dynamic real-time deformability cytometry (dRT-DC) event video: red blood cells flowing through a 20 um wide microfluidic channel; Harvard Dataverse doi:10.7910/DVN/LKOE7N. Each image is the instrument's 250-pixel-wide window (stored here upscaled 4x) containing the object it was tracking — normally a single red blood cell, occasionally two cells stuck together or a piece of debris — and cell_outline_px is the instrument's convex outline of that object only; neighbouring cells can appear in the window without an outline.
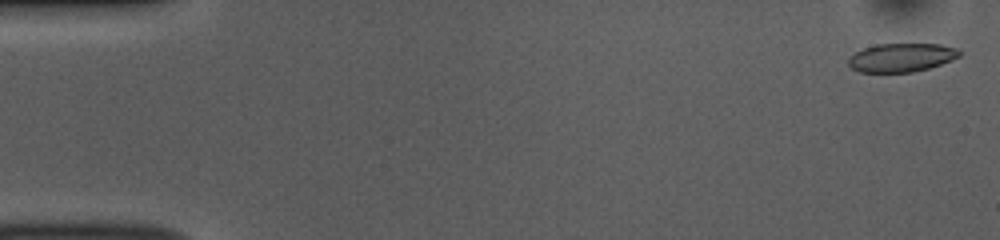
{"species": "common noctule bat (a hibernating species)", "species_latin": "Nyctalus noctula", "temperature_condition": "room temperature", "stored_images_in_passage": 51, "camera_frame_rate_fps": 3000, "um_per_image_px": 0.085, "animal": {"sex": "female", "body_mass_g": 10.0, "forearm_length_mm": 53.1}, "frame": {"image": 1, "passage_image": 1, "time_ms": 0.0, "image_size_px": [1000, 240], "cell_outline_px": [[960, 56], [952, 60], [928, 68], [912, 72], [860, 72], [852, 68], [848, 64], [848, 60], [856, 52], [864, 48], [876, 44], [940, 44], [956, 48], [960, 52]], "centroid_in_image_um": [76.63, 4.89], "position_along_channel_um": 8.4, "area_um2": 18.32}}
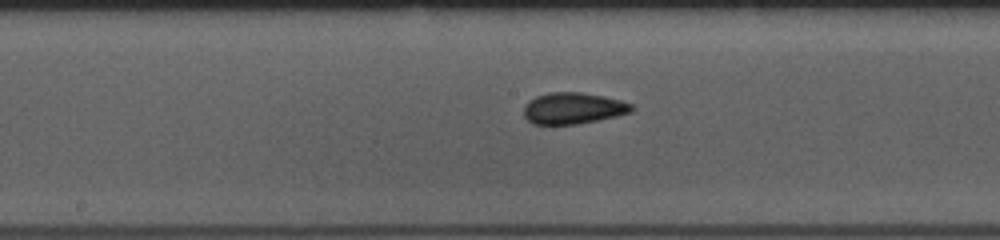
{"frame": {"image": 2, "passage_image": 26, "time_ms": 8.333, "image_size_px": [1000, 240], "cell_outline_px": [[636, 108], [632, 112], [616, 116], [576, 124], [532, 124], [524, 116], [524, 104], [528, 100], [536, 96], [552, 92], [580, 92], [604, 96], [620, 100], [632, 104]], "centroid_in_image_um": [48.71, 9.19], "position_along_channel_um": 199.5, "area_um2": 19.77}}
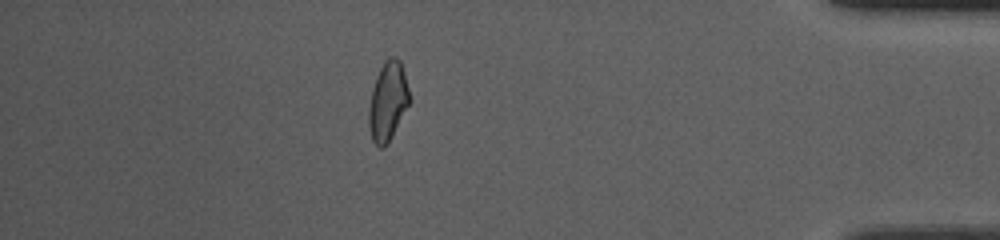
{"frame": {"image": 3, "passage_image": 45, "time_ms": 14.667, "image_size_px": [1000, 240], "cell_outline_px": [[408, 104], [388, 144], [380, 148], [372, 140], [368, 124], [368, 108], [372, 88], [376, 76], [384, 60], [388, 56], [396, 56], [400, 60], [404, 72], [408, 88]], "centroid_in_image_um": [32.93, 8.58], "position_along_channel_um": 402.3, "area_um2": 18.55}, "authors_computed_cell_mechanics": {"area_um2": 19.363, "velocity_mm_per_s": 3.8634, "shape_relaxation_time_tau1_ms": 3.5227, "shape_relaxation_time_tau2_ms": 2.2933, "deformation_change_tau1": 0.0906, "deformation_change_tau2": 0.0602}}